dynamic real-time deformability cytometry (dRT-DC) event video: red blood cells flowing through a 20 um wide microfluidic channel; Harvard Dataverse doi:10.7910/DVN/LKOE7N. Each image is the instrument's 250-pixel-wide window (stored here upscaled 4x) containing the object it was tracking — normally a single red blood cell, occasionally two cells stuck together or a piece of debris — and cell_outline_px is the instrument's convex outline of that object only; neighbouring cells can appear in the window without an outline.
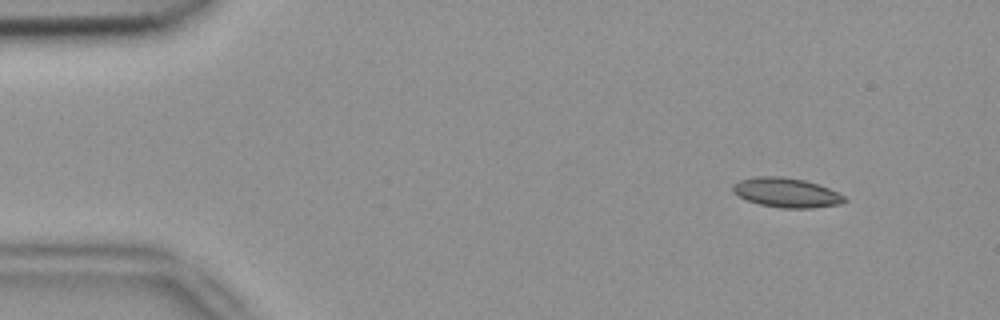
{"species": "common noctule bat (a hibernating species)", "species_latin": "Nyctalus noctula", "temperature_condition": "room temperature", "stored_images_in_passage": 5, "camera_frame_rate_fps": 3000, "um_per_image_px": 0.085, "animal": {"sex": "female", "body_mass_g": 18.4}, "frame": {"image": 1, "passage_image": 2, "time_ms": 0.333, "image_size_px": [1000, 320], "cell_outline_px": [[848, 200], [840, 204], [812, 208], [780, 208], [760, 204], [748, 200], [732, 192], [732, 184], [740, 180], [756, 176], [784, 176], [804, 180], [828, 188], [844, 196]], "centroid_in_image_um": [66.83, 16.37], "position_along_channel_um": 18.2, "area_um2": 19.13}}
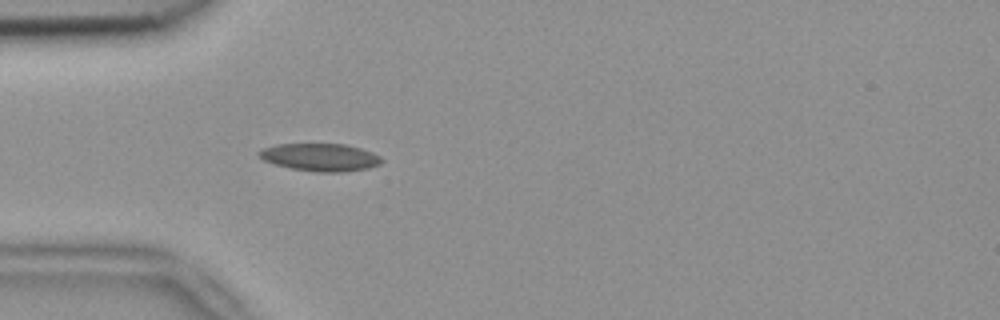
{"frame": {"image": 2, "passage_image": 5, "time_ms": 1.333, "image_size_px": [1000, 320], "cell_outline_px": [[384, 160], [380, 164], [368, 168], [344, 172], [316, 172], [292, 168], [276, 164], [264, 160], [256, 156], [256, 152], [264, 148], [276, 144], [344, 144], [360, 148], [372, 152], [380, 156]], "centroid_in_image_um": [27.22, 13.36], "position_along_channel_um": 57.8, "area_um2": 19.77}}